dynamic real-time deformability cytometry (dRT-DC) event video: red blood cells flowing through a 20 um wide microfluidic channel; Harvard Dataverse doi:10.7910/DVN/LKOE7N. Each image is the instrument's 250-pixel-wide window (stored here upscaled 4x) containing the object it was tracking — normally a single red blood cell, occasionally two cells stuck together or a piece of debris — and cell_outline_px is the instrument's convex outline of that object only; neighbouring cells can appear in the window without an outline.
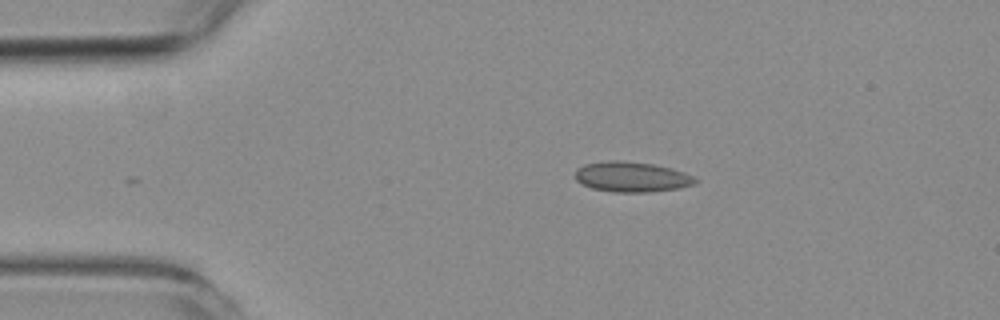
{"species": "common noctule bat (a hibernating species)", "species_latin": "Nyctalus noctula", "temperature_condition": "room temperature", "stored_images_in_passage": 37, "camera_frame_rate_fps": 3000, "um_per_image_px": 0.085, "animal": {"sex": "female", "body_mass_g": 19.3, "forearm_length_mm": 54.1}, "frame": {"image": 1, "passage_image": 1, "time_ms": 0.0, "image_size_px": [1000, 320], "cell_outline_px": [[700, 180], [696, 184], [680, 188], [648, 192], [616, 192], [592, 188], [576, 180], [576, 168], [584, 164], [608, 160], [620, 160], [656, 164], [672, 168], [696, 176]], "centroid_in_image_um": [53.76, 15.02], "position_along_channel_um": 31.2, "area_um2": 21.44}}
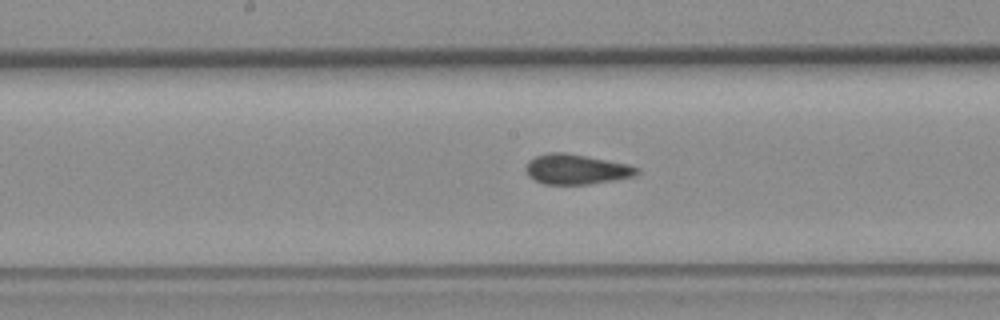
{"frame": {"image": 2, "passage_image": 18, "time_ms": 5.667, "image_size_px": [1000, 320], "cell_outline_px": [[640, 172], [636, 176], [588, 184], [544, 184], [528, 176], [524, 168], [528, 160], [536, 156], [548, 152], [564, 152], [628, 164], [640, 168]], "centroid_in_image_um": [48.97, 14.38], "position_along_channel_um": 199.2, "area_um2": 19.48}}
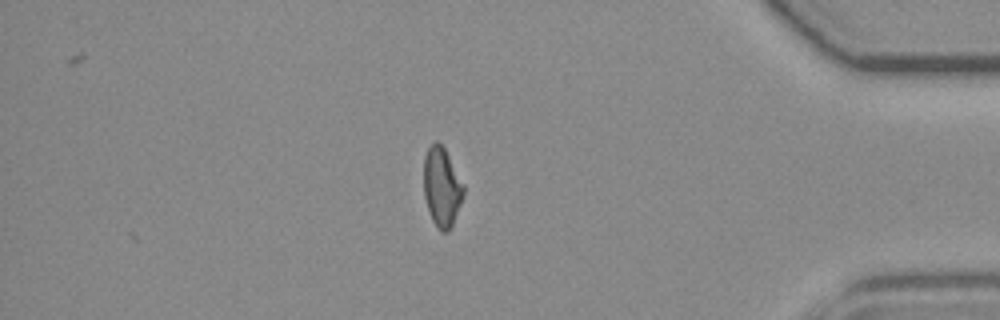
{"frame": {"image": 3, "passage_image": 37, "time_ms": 12.0, "image_size_px": [1000, 320], "cell_outline_px": [[464, 192], [460, 204], [452, 224], [448, 232], [440, 232], [432, 220], [424, 196], [424, 156], [428, 148], [436, 140], [444, 148], [464, 184]], "centroid_in_image_um": [37.54, 15.9], "position_along_channel_um": 397.7, "area_um2": 18.15}, "authors_computed_cell_mechanics": {"area_um2": 19.4786, "velocity_mm_per_s": 3.7417, "shape_relaxation_time_tau1_ms": null, "shape_relaxation_time_tau2_ms": 1.4001, "deformation_change_tau1": null, "deformation_change_tau2": 0.051}}